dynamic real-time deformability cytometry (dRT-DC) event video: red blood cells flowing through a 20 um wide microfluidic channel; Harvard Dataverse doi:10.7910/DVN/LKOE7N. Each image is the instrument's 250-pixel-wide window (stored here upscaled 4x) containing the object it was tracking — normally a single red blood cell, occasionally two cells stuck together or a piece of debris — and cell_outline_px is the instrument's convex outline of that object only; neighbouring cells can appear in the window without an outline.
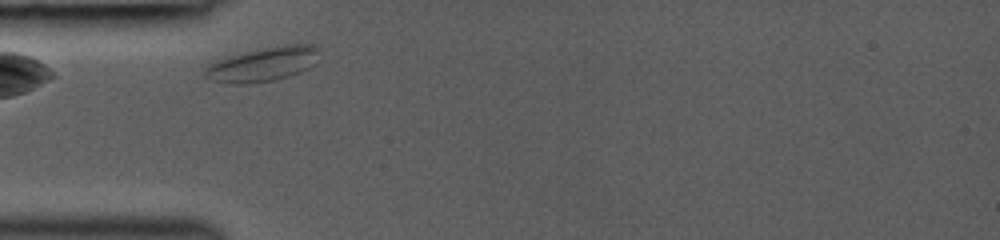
{"species": "common noctule bat (a hibernating species)", "species_latin": "Nyctalus noctula", "temperature_condition": "room temperature", "stored_images_in_passage": 2, "camera_frame_rate_fps": 3000, "um_per_image_px": 0.085, "animal": {"sex": "female", "body_mass_g": 19.0, "forearm_length_mm": 53.3}, "frame": {"image": 1, "passage_image": 1, "time_ms": 0.0, "image_size_px": [1000, 240], "cell_outline_px": [[320, 48], [312, 64], [308, 68], [300, 72], [288, 76], [272, 80], [244, 84], [232, 84], [216, 80], [204, 76], [204, 68], [208, 64], [216, 60], [264, 48], [292, 44], [316, 44]], "centroid_in_image_um": [22.35, 5.46], "position_along_channel_um": 62.6, "area_um2": 22.25}}
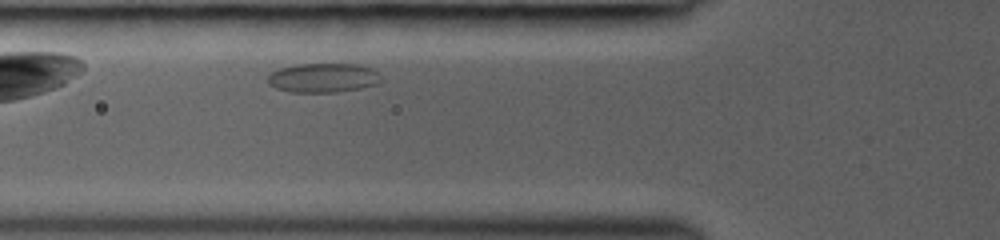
{"frame": {"image": 2, "passage_image": 2, "time_ms": 1.0, "image_size_px": [1000, 240], "cell_outline_px": [[380, 80], [376, 84], [360, 88], [336, 92], [292, 92], [276, 88], [268, 84], [268, 76], [272, 72], [280, 68], [296, 64], [356, 64], [372, 68], [380, 76]], "centroid_in_image_um": [27.45, 6.61], "position_along_channel_um": 98.4, "area_um2": 19.19}}